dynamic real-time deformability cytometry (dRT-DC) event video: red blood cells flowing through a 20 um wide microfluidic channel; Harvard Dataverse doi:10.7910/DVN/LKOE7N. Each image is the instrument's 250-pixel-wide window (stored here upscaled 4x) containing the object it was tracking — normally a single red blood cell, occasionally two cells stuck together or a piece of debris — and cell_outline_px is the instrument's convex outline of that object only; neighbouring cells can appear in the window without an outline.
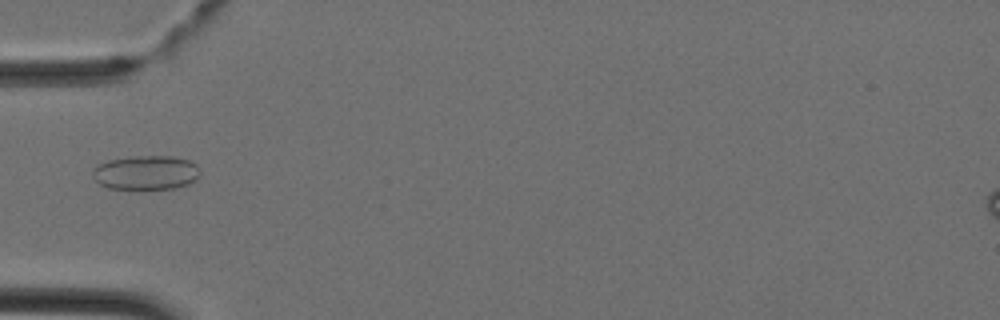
{"species": "Egyptian fruit bat (a non-hibernating species)", "species_latin": "Rousettus aegyptiacus", "temperature_condition": "cold", "stored_images_in_passage": 4, "camera_frame_rate_fps": 3000, "um_per_image_px": 0.085, "animal": {"sex": "female"}, "frame": {"image": 1, "passage_image": 4, "time_ms": 1.0, "image_size_px": [1000, 320], "cell_outline_px": [[200, 176], [196, 180], [188, 184], [176, 188], [108, 188], [100, 184], [92, 176], [92, 168], [108, 160], [132, 156], [172, 156], [188, 160], [196, 164], [200, 172]], "centroid_in_image_um": [12.42, 14.66], "position_along_channel_um": 72.6, "area_um2": 21.39}}